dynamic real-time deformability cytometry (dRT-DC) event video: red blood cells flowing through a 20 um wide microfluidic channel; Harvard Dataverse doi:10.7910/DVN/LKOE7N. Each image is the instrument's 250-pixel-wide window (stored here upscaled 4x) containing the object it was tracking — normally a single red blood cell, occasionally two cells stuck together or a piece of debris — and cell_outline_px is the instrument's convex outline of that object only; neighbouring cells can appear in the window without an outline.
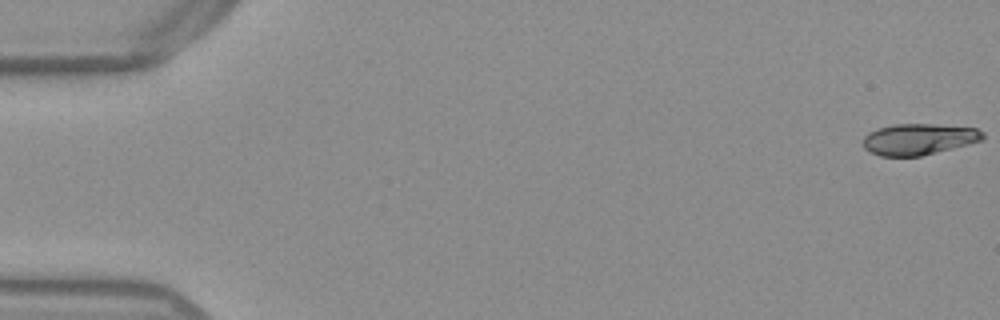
{"species": "Egyptian fruit bat (a non-hibernating species)", "species_latin": "Rousettus aegyptiacus", "temperature_condition": "warm", "stored_images_in_passage": 53, "camera_frame_rate_fps": 3000, "um_per_image_px": 0.085, "frame": {"image": 1, "passage_image": 1, "time_ms": 0.0, "image_size_px": [1000, 320], "cell_outline_px": [[984, 140], [920, 156], [880, 156], [864, 148], [864, 136], [868, 132], [876, 128], [892, 124], [932, 124], [976, 128], [984, 132]], "centroid_in_image_um": [78.09, 11.82], "position_along_channel_um": 6.9, "area_um2": 21.73}}
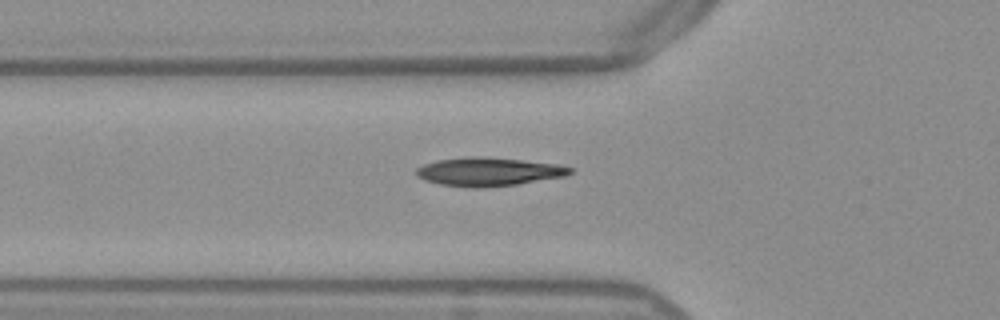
{"frame": {"image": 2, "passage_image": 19, "time_ms": 6.0, "image_size_px": [1000, 320], "cell_outline_px": [[572, 172], [564, 176], [516, 184], [484, 188], [468, 188], [440, 184], [424, 180], [416, 176], [416, 168], [424, 164], [436, 160], [464, 156], [484, 156], [560, 164], [572, 168]], "centroid_in_image_um": [41.48, 14.59], "position_along_channel_um": 84.3, "area_um2": 25.78}}
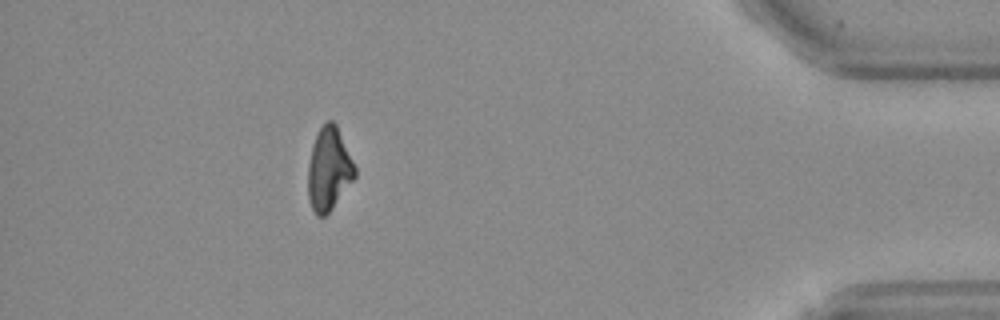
{"frame": {"image": 3, "passage_image": 48, "time_ms": 15.667, "image_size_px": [1000, 320], "cell_outline_px": [[356, 176], [332, 208], [324, 216], [316, 216], [312, 208], [308, 196], [308, 164], [312, 144], [316, 132], [328, 120], [332, 120], [336, 124], [356, 168]], "centroid_in_image_um": [27.94, 14.36], "position_along_channel_um": 407.3, "area_um2": 22.54}, "authors_computed_cell_mechanics": {"area_um2": 23.9292, "velocity_mm_per_s": 3.8532, "shape_relaxation_time_tau1_ms": 9.0061, "shape_relaxation_time_tau2_ms": 2.3655, "deformation_change_tau1": 0.2132, "deformation_change_tau2": 0.0729}}